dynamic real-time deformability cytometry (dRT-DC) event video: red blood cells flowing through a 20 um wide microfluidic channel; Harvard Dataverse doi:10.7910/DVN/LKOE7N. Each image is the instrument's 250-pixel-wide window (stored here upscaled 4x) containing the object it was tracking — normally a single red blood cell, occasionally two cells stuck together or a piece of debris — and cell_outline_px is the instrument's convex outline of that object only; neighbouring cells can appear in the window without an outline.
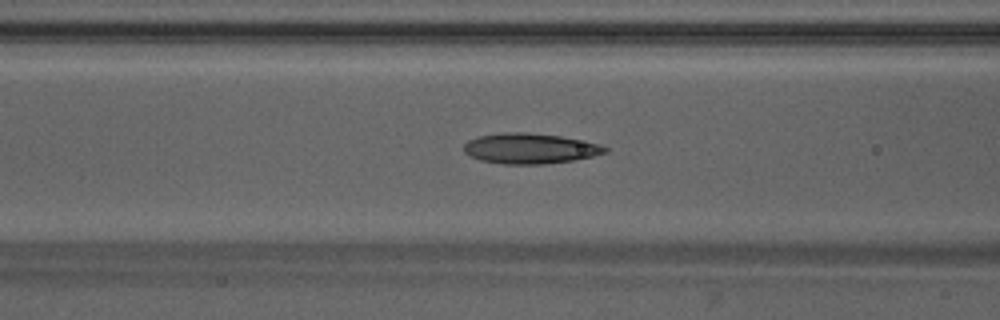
{"species": "Egyptian fruit bat (a non-hibernating species)", "species_latin": "Rousettus aegyptiacus", "temperature_condition": "warm", "stored_images_in_passage": 43, "camera_frame_rate_fps": 3000, "um_per_image_px": 0.085, "animal": {"sex": "male"}, "frame": {"image": 1, "passage_image": 16, "time_ms": 5.0, "image_size_px": [1000, 320], "cell_outline_px": [[608, 152], [592, 156], [572, 160], [544, 164], [504, 164], [480, 160], [464, 152], [464, 144], [468, 140], [476, 136], [500, 132], [524, 132], [560, 136], [600, 144], [608, 148]], "centroid_in_image_um": [45.02, 12.61], "position_along_channel_um": 121.6, "area_um2": 24.97}}
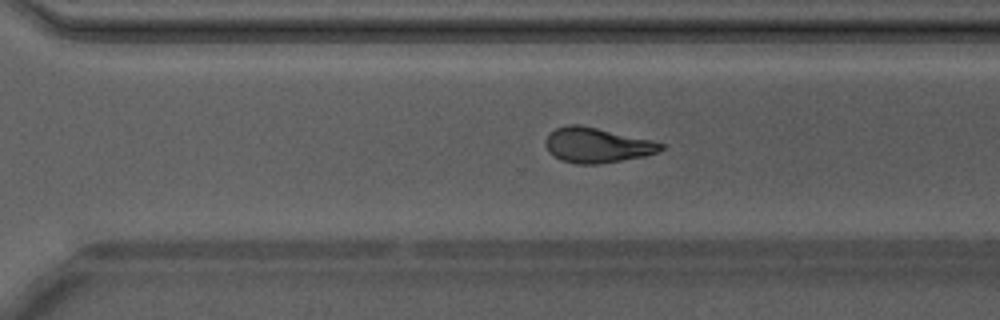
{"frame": {"image": 2, "passage_image": 30, "time_ms": 9.667, "image_size_px": [1000, 320], "cell_outline_px": [[664, 148], [660, 152], [644, 156], [596, 164], [576, 164], [560, 160], [552, 156], [548, 152], [544, 144], [548, 136], [556, 128], [568, 124], [580, 124], [652, 140], [664, 144]], "centroid_in_image_um": [50.73, 12.34], "position_along_channel_um": 319.9, "area_um2": 23.58}}
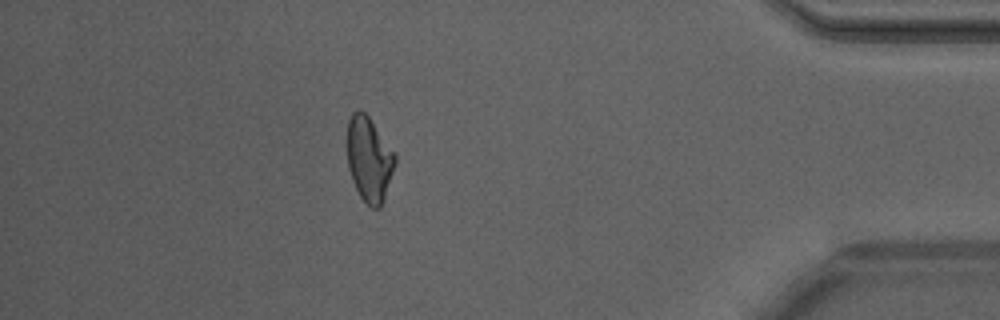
{"frame": {"image": 3, "passage_image": 39, "time_ms": 12.667, "image_size_px": [1000, 320], "cell_outline_px": [[396, 160], [380, 208], [372, 208], [360, 196], [352, 180], [348, 168], [348, 120], [352, 112], [360, 108], [368, 116], [396, 156]], "centroid_in_image_um": [31.35, 13.51], "position_along_channel_um": 403.9, "area_um2": 23.0}, "authors_computed_cell_mechanics": {"area_um2": 24.0448, "velocity_mm_per_s": 4.2585, "shape_relaxation_time_tau1_ms": 10.1454, "shape_relaxation_time_tau2_ms": 2.3888, "deformation_change_tau1": 0.285, "deformation_change_tau2": 0.0998}}